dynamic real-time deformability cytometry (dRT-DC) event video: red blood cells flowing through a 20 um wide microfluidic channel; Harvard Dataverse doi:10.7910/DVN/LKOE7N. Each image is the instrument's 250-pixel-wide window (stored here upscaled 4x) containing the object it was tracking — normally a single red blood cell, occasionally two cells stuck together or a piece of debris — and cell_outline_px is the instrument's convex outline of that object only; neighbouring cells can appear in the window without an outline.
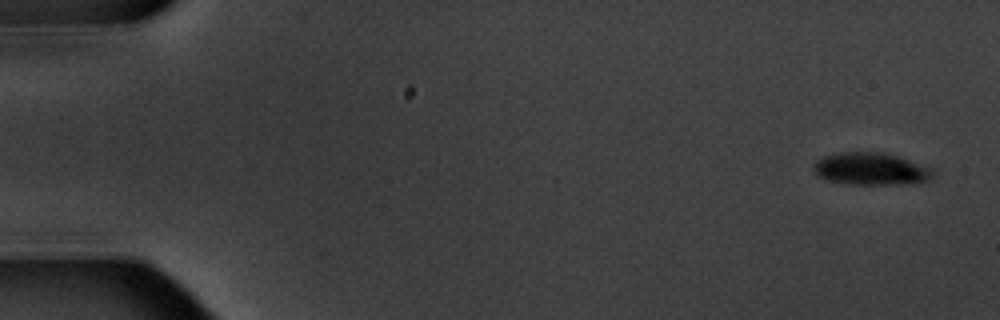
{"species": "common noctule bat (a hibernating species)", "species_latin": "Nyctalus noctula", "temperature_condition": "warm", "stored_images_in_passage": 7, "camera_frame_rate_fps": 3000, "um_per_image_px": 0.085, "animal": {"sex": "male", "body_mass_g": 20.1, "forearm_length_mm": 53.5}, "frame": {"image": 1, "passage_image": 1, "time_ms": 0.0, "image_size_px": [1000, 320], "cell_outline_px": [[936, 172], [928, 180], [900, 184], [856, 184], [828, 180], [820, 176], [812, 168], [816, 160], [824, 156], [840, 152], [884, 152], [932, 168]], "centroid_in_image_um": [74.02, 14.34], "position_along_channel_um": 11.0, "area_um2": 22.14}}
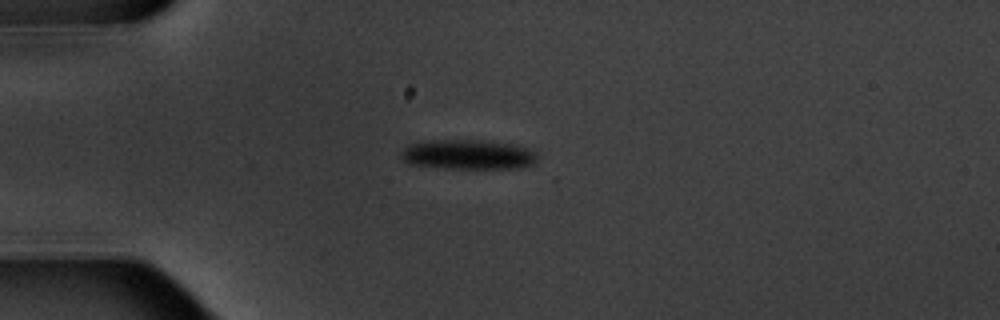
{"frame": {"image": 2, "passage_image": 4, "time_ms": 4.333, "image_size_px": [1000, 320], "cell_outline_px": [[536, 164], [520, 168], [444, 168], [408, 164], [400, 156], [400, 152], [408, 144], [420, 140], [480, 140], [520, 144], [536, 152]], "centroid_in_image_um": [39.78, 13.12], "position_along_channel_um": 45.2, "area_um2": 24.16}}
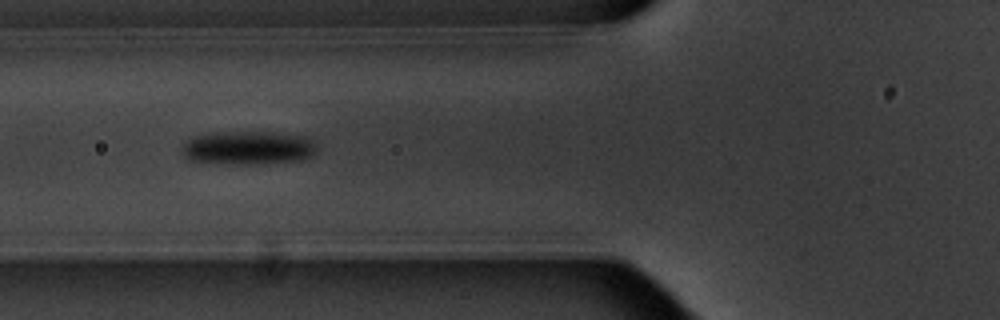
{"frame": {"image": 3, "passage_image": 6, "time_ms": 6.667, "image_size_px": [1000, 320], "cell_outline_px": [[316, 148], [308, 156], [300, 160], [264, 164], [228, 164], [188, 160], [184, 156], [180, 148], [192, 136], [212, 132], [272, 132], [304, 136], [312, 140], [316, 144]], "centroid_in_image_um": [21.03, 12.56], "position_along_channel_um": 104.8, "area_um2": 26.53}}